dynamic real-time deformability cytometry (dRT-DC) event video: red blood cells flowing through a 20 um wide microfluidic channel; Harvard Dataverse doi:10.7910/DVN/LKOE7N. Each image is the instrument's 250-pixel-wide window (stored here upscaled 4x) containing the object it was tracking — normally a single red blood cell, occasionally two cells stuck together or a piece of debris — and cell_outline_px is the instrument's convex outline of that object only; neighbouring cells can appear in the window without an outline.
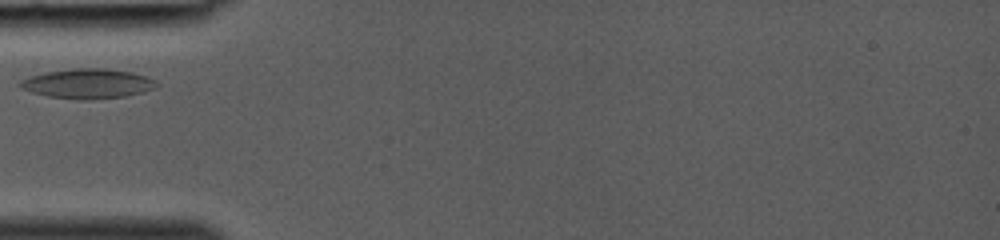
{"species": "common noctule bat (a hibernating species)", "species_latin": "Nyctalus noctula", "temperature_condition": "room temperature", "stored_images_in_passage": 3, "camera_frame_rate_fps": 3000, "um_per_image_px": 0.085, "animal": {"sex": "female", "body_mass_g": 19.0, "forearm_length_mm": 53.3}, "frame": {"image": 1, "passage_image": 1, "time_ms": 0.0, "image_size_px": [1000, 240], "cell_outline_px": [[156, 88], [144, 92], [124, 96], [92, 100], [80, 100], [48, 96], [32, 92], [20, 88], [16, 84], [20, 80], [28, 76], [44, 72], [72, 68], [104, 68], [132, 72], [148, 76], [156, 80]], "centroid_in_image_um": [7.43, 7.1], "position_along_channel_um": 77.6, "area_um2": 23.99}}
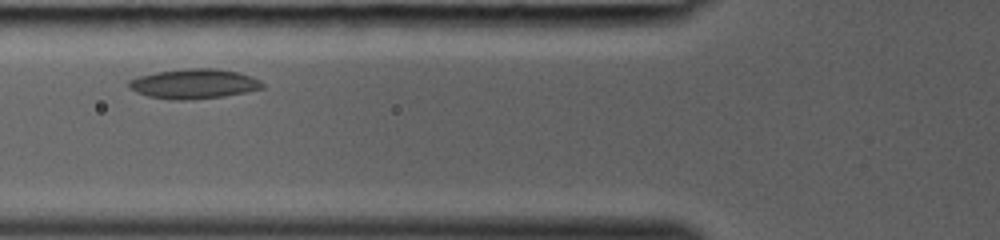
{"frame": {"image": 2, "passage_image": 2, "time_ms": 0.333, "image_size_px": [1000, 240], "cell_outline_px": [[264, 88], [224, 96], [184, 100], [176, 100], [148, 96], [136, 92], [128, 88], [128, 80], [140, 76], [156, 72], [188, 68], [212, 68], [236, 72], [252, 76], [260, 80], [264, 84]], "centroid_in_image_um": [16.47, 7.12], "position_along_channel_um": 109.3, "area_um2": 23.0}}
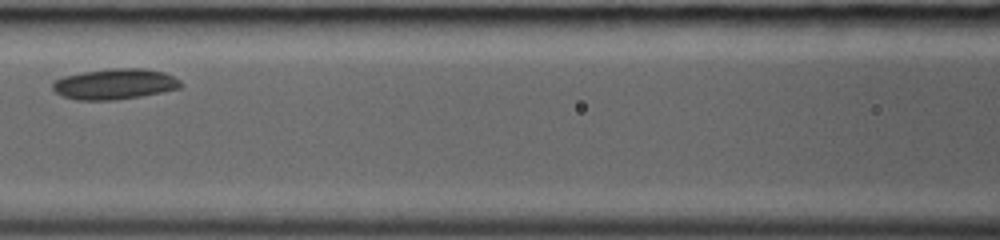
{"frame": {"image": 3, "passage_image": 3, "time_ms": 0.667, "image_size_px": [1000, 240], "cell_outline_px": [[180, 88], [140, 96], [116, 100], [76, 100], [64, 96], [56, 92], [52, 88], [52, 84], [56, 80], [64, 76], [84, 72], [112, 68], [144, 68], [164, 72], [180, 80]], "centroid_in_image_um": [9.75, 7.14], "position_along_channel_um": 156.9, "area_um2": 22.66}}